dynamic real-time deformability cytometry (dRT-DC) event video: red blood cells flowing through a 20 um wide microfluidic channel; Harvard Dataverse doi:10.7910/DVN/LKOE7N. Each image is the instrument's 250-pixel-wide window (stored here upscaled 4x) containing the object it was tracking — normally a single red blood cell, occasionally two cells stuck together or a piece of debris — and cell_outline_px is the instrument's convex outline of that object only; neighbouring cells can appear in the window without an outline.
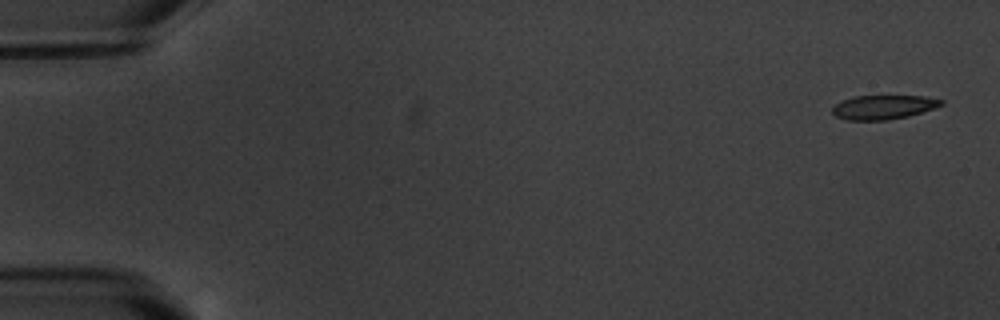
{"species": "common noctule bat (a hibernating species)", "species_latin": "Nyctalus noctula", "temperature_condition": "warm", "stored_images_in_passage": 6, "camera_frame_rate_fps": 3000, "um_per_image_px": 0.085, "animal": {"sex": "male", "body_mass_g": 20.1, "forearm_length_mm": 53.5}, "frame": {"image": 1, "passage_image": 1, "time_ms": 0.0, "image_size_px": [1000, 320], "cell_outline_px": [[944, 104], [908, 116], [888, 120], [848, 120], [836, 116], [832, 112], [832, 108], [840, 100], [852, 96], [924, 96], [944, 100]], "centroid_in_image_um": [75.05, 9.1], "position_along_channel_um": 9.9, "area_um2": 15.26}}
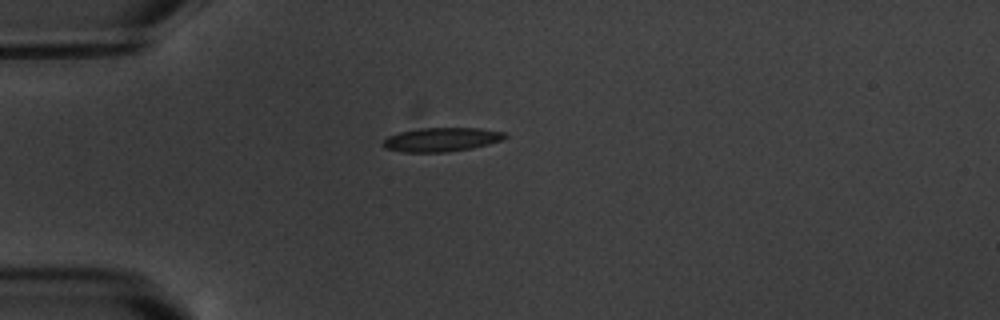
{"frame": {"image": 2, "passage_image": 5, "time_ms": 4.667, "image_size_px": [1000, 320], "cell_outline_px": [[508, 136], [500, 140], [488, 144], [472, 148], [448, 152], [404, 152], [384, 148], [384, 140], [388, 136], [400, 132], [420, 128], [476, 128], [508, 132]], "centroid_in_image_um": [37.55, 11.86], "position_along_channel_um": 47.4, "area_um2": 16.94}}